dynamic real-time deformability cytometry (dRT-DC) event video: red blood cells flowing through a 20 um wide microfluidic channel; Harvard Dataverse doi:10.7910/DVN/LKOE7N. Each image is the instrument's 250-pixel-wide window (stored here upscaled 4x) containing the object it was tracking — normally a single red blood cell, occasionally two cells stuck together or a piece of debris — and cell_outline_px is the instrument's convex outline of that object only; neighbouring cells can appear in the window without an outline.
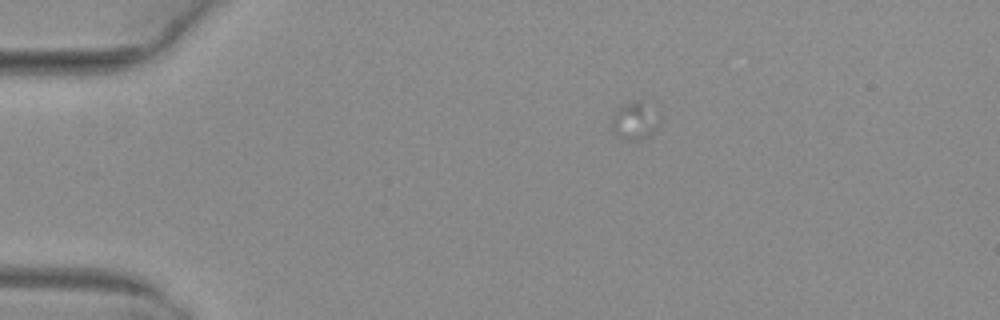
{"species": "common noctule bat (a hibernating species)", "species_latin": "Nyctalus noctula", "temperature_condition": "warm", "stored_images_in_passage": 18, "camera_frame_rate_fps": 3000, "um_per_image_px": 0.085, "animal": {"sex": "female", "body_mass_g": 29.2, "forearm_length_mm": 56.3}, "frame": {"image": 1, "passage_image": 3, "time_ms": 0.667, "image_size_px": [1000, 320], "cell_outline_px": [[660, 128], [656, 132], [640, 140], [624, 140], [612, 132], [612, 116], [616, 108], [620, 104], [636, 100], [640, 100], [660, 116]], "centroid_in_image_um": [53.96, 10.28], "position_along_channel_um": 31.0, "area_um2": 10.87}}